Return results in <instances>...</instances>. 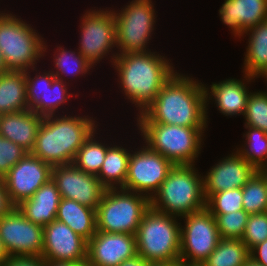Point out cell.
Returning a JSON list of instances; mask_svg holds the SVG:
<instances>
[{"label":"cell","mask_w":267,"mask_h":266,"mask_svg":"<svg viewBox=\"0 0 267 266\" xmlns=\"http://www.w3.org/2000/svg\"><path fill=\"white\" fill-rule=\"evenodd\" d=\"M45 266H89L87 260L79 262H67V261H45Z\"/></svg>","instance_id":"43"},{"label":"cell","mask_w":267,"mask_h":266,"mask_svg":"<svg viewBox=\"0 0 267 266\" xmlns=\"http://www.w3.org/2000/svg\"><path fill=\"white\" fill-rule=\"evenodd\" d=\"M206 209L212 215L233 213L243 210L242 188L225 190L206 199Z\"/></svg>","instance_id":"33"},{"label":"cell","mask_w":267,"mask_h":266,"mask_svg":"<svg viewBox=\"0 0 267 266\" xmlns=\"http://www.w3.org/2000/svg\"><path fill=\"white\" fill-rule=\"evenodd\" d=\"M28 109L24 70H9L0 74V114Z\"/></svg>","instance_id":"24"},{"label":"cell","mask_w":267,"mask_h":266,"mask_svg":"<svg viewBox=\"0 0 267 266\" xmlns=\"http://www.w3.org/2000/svg\"><path fill=\"white\" fill-rule=\"evenodd\" d=\"M244 79L237 80L234 78H228L218 83H212L211 87L208 88L206 84L205 89V99H206V119L208 117V104L210 100L215 101L216 107L220 113L225 116H235L245 114L248 97L251 94L249 88L246 86L256 77L244 74ZM246 81V83H245Z\"/></svg>","instance_id":"19"},{"label":"cell","mask_w":267,"mask_h":266,"mask_svg":"<svg viewBox=\"0 0 267 266\" xmlns=\"http://www.w3.org/2000/svg\"><path fill=\"white\" fill-rule=\"evenodd\" d=\"M9 71L7 65L5 64L2 53L0 52V74Z\"/></svg>","instance_id":"46"},{"label":"cell","mask_w":267,"mask_h":266,"mask_svg":"<svg viewBox=\"0 0 267 266\" xmlns=\"http://www.w3.org/2000/svg\"><path fill=\"white\" fill-rule=\"evenodd\" d=\"M247 130L243 137L246 138L237 151L257 171L262 170L267 164V133L260 129L244 126Z\"/></svg>","instance_id":"29"},{"label":"cell","mask_w":267,"mask_h":266,"mask_svg":"<svg viewBox=\"0 0 267 266\" xmlns=\"http://www.w3.org/2000/svg\"><path fill=\"white\" fill-rule=\"evenodd\" d=\"M176 216L150 207L135 233L137 254L146 261H180V226Z\"/></svg>","instance_id":"6"},{"label":"cell","mask_w":267,"mask_h":266,"mask_svg":"<svg viewBox=\"0 0 267 266\" xmlns=\"http://www.w3.org/2000/svg\"><path fill=\"white\" fill-rule=\"evenodd\" d=\"M259 77H264L267 81V75H258L256 78H259ZM264 93L267 95V91H265Z\"/></svg>","instance_id":"49"},{"label":"cell","mask_w":267,"mask_h":266,"mask_svg":"<svg viewBox=\"0 0 267 266\" xmlns=\"http://www.w3.org/2000/svg\"><path fill=\"white\" fill-rule=\"evenodd\" d=\"M0 11V52L9 70L35 68L47 52L46 41L30 24Z\"/></svg>","instance_id":"7"},{"label":"cell","mask_w":267,"mask_h":266,"mask_svg":"<svg viewBox=\"0 0 267 266\" xmlns=\"http://www.w3.org/2000/svg\"><path fill=\"white\" fill-rule=\"evenodd\" d=\"M181 218L185 224L180 226L179 262L202 264L221 239L215 217L204 208Z\"/></svg>","instance_id":"10"},{"label":"cell","mask_w":267,"mask_h":266,"mask_svg":"<svg viewBox=\"0 0 267 266\" xmlns=\"http://www.w3.org/2000/svg\"><path fill=\"white\" fill-rule=\"evenodd\" d=\"M60 200L57 185L51 178L31 198L16 207L28 220L44 227L56 220Z\"/></svg>","instance_id":"22"},{"label":"cell","mask_w":267,"mask_h":266,"mask_svg":"<svg viewBox=\"0 0 267 266\" xmlns=\"http://www.w3.org/2000/svg\"><path fill=\"white\" fill-rule=\"evenodd\" d=\"M27 153L21 146L0 135V179Z\"/></svg>","instance_id":"38"},{"label":"cell","mask_w":267,"mask_h":266,"mask_svg":"<svg viewBox=\"0 0 267 266\" xmlns=\"http://www.w3.org/2000/svg\"><path fill=\"white\" fill-rule=\"evenodd\" d=\"M259 75H267V67Z\"/></svg>","instance_id":"50"},{"label":"cell","mask_w":267,"mask_h":266,"mask_svg":"<svg viewBox=\"0 0 267 266\" xmlns=\"http://www.w3.org/2000/svg\"><path fill=\"white\" fill-rule=\"evenodd\" d=\"M42 120V116L30 109L1 114L0 135L30 153Z\"/></svg>","instance_id":"21"},{"label":"cell","mask_w":267,"mask_h":266,"mask_svg":"<svg viewBox=\"0 0 267 266\" xmlns=\"http://www.w3.org/2000/svg\"><path fill=\"white\" fill-rule=\"evenodd\" d=\"M142 147L130 154L128 174L122 189L146 195L151 199L174 164L147 145Z\"/></svg>","instance_id":"12"},{"label":"cell","mask_w":267,"mask_h":266,"mask_svg":"<svg viewBox=\"0 0 267 266\" xmlns=\"http://www.w3.org/2000/svg\"><path fill=\"white\" fill-rule=\"evenodd\" d=\"M262 173H267V164L265 165V167L262 169V170H260Z\"/></svg>","instance_id":"51"},{"label":"cell","mask_w":267,"mask_h":266,"mask_svg":"<svg viewBox=\"0 0 267 266\" xmlns=\"http://www.w3.org/2000/svg\"><path fill=\"white\" fill-rule=\"evenodd\" d=\"M244 126L267 133V95L263 91L251 92L244 114Z\"/></svg>","instance_id":"35"},{"label":"cell","mask_w":267,"mask_h":266,"mask_svg":"<svg viewBox=\"0 0 267 266\" xmlns=\"http://www.w3.org/2000/svg\"><path fill=\"white\" fill-rule=\"evenodd\" d=\"M52 180L61 198L74 200L93 209H97L107 190L97 176L83 172L73 163L53 166Z\"/></svg>","instance_id":"14"},{"label":"cell","mask_w":267,"mask_h":266,"mask_svg":"<svg viewBox=\"0 0 267 266\" xmlns=\"http://www.w3.org/2000/svg\"><path fill=\"white\" fill-rule=\"evenodd\" d=\"M135 255L137 246L134 234L97 231L88 241L89 266H118Z\"/></svg>","instance_id":"17"},{"label":"cell","mask_w":267,"mask_h":266,"mask_svg":"<svg viewBox=\"0 0 267 266\" xmlns=\"http://www.w3.org/2000/svg\"><path fill=\"white\" fill-rule=\"evenodd\" d=\"M111 64L118 72L125 97L138 107L139 114L155 99L163 85L176 72L168 58L157 52L117 54L111 52Z\"/></svg>","instance_id":"2"},{"label":"cell","mask_w":267,"mask_h":266,"mask_svg":"<svg viewBox=\"0 0 267 266\" xmlns=\"http://www.w3.org/2000/svg\"><path fill=\"white\" fill-rule=\"evenodd\" d=\"M52 178V166L27 153L2 178L12 202L17 206L31 198Z\"/></svg>","instance_id":"15"},{"label":"cell","mask_w":267,"mask_h":266,"mask_svg":"<svg viewBox=\"0 0 267 266\" xmlns=\"http://www.w3.org/2000/svg\"><path fill=\"white\" fill-rule=\"evenodd\" d=\"M149 266H181L180 262H156L150 263Z\"/></svg>","instance_id":"45"},{"label":"cell","mask_w":267,"mask_h":266,"mask_svg":"<svg viewBox=\"0 0 267 266\" xmlns=\"http://www.w3.org/2000/svg\"><path fill=\"white\" fill-rule=\"evenodd\" d=\"M154 5L152 0H132L120 11L113 9L117 54L151 51L147 45L157 20Z\"/></svg>","instance_id":"9"},{"label":"cell","mask_w":267,"mask_h":266,"mask_svg":"<svg viewBox=\"0 0 267 266\" xmlns=\"http://www.w3.org/2000/svg\"><path fill=\"white\" fill-rule=\"evenodd\" d=\"M257 170L237 151L219 160L206 175H203L204 197L242 188Z\"/></svg>","instance_id":"18"},{"label":"cell","mask_w":267,"mask_h":266,"mask_svg":"<svg viewBox=\"0 0 267 266\" xmlns=\"http://www.w3.org/2000/svg\"><path fill=\"white\" fill-rule=\"evenodd\" d=\"M241 240L249 250L267 240V212L249 215Z\"/></svg>","instance_id":"37"},{"label":"cell","mask_w":267,"mask_h":266,"mask_svg":"<svg viewBox=\"0 0 267 266\" xmlns=\"http://www.w3.org/2000/svg\"><path fill=\"white\" fill-rule=\"evenodd\" d=\"M243 210L249 214L267 212L266 177L261 171H256L242 187Z\"/></svg>","instance_id":"31"},{"label":"cell","mask_w":267,"mask_h":266,"mask_svg":"<svg viewBox=\"0 0 267 266\" xmlns=\"http://www.w3.org/2000/svg\"><path fill=\"white\" fill-rule=\"evenodd\" d=\"M250 250L241 239L221 238L217 247L202 263L203 266H245Z\"/></svg>","instance_id":"27"},{"label":"cell","mask_w":267,"mask_h":266,"mask_svg":"<svg viewBox=\"0 0 267 266\" xmlns=\"http://www.w3.org/2000/svg\"><path fill=\"white\" fill-rule=\"evenodd\" d=\"M264 175H265V177H266V185H267V173H263Z\"/></svg>","instance_id":"52"},{"label":"cell","mask_w":267,"mask_h":266,"mask_svg":"<svg viewBox=\"0 0 267 266\" xmlns=\"http://www.w3.org/2000/svg\"><path fill=\"white\" fill-rule=\"evenodd\" d=\"M68 84L55 78L51 87L47 88L46 102H40L33 111L42 117L55 115V112H58V109H60L59 107L67 103L68 99L73 96L72 93L68 92Z\"/></svg>","instance_id":"34"},{"label":"cell","mask_w":267,"mask_h":266,"mask_svg":"<svg viewBox=\"0 0 267 266\" xmlns=\"http://www.w3.org/2000/svg\"><path fill=\"white\" fill-rule=\"evenodd\" d=\"M37 68H33L25 70V77H26V92H27V101H28V109L34 110L40 102H46V93L47 88L51 87L53 80L56 78L51 70L43 72H37ZM36 70V75L31 78L32 76L30 73ZM38 73V74H37Z\"/></svg>","instance_id":"32"},{"label":"cell","mask_w":267,"mask_h":266,"mask_svg":"<svg viewBox=\"0 0 267 266\" xmlns=\"http://www.w3.org/2000/svg\"><path fill=\"white\" fill-rule=\"evenodd\" d=\"M219 16L234 37L241 38L246 30L267 20V0H225Z\"/></svg>","instance_id":"20"},{"label":"cell","mask_w":267,"mask_h":266,"mask_svg":"<svg viewBox=\"0 0 267 266\" xmlns=\"http://www.w3.org/2000/svg\"><path fill=\"white\" fill-rule=\"evenodd\" d=\"M0 237L9 256H41L43 227L28 220L16 207L0 219Z\"/></svg>","instance_id":"13"},{"label":"cell","mask_w":267,"mask_h":266,"mask_svg":"<svg viewBox=\"0 0 267 266\" xmlns=\"http://www.w3.org/2000/svg\"><path fill=\"white\" fill-rule=\"evenodd\" d=\"M151 262L146 261L142 258L139 254L131 257L129 259H125L122 263L118 266H149Z\"/></svg>","instance_id":"42"},{"label":"cell","mask_w":267,"mask_h":266,"mask_svg":"<svg viewBox=\"0 0 267 266\" xmlns=\"http://www.w3.org/2000/svg\"><path fill=\"white\" fill-rule=\"evenodd\" d=\"M150 207L146 195L122 188L107 189L96 209L97 231L135 235Z\"/></svg>","instance_id":"8"},{"label":"cell","mask_w":267,"mask_h":266,"mask_svg":"<svg viewBox=\"0 0 267 266\" xmlns=\"http://www.w3.org/2000/svg\"><path fill=\"white\" fill-rule=\"evenodd\" d=\"M136 119L137 123L207 127L204 84L176 71Z\"/></svg>","instance_id":"1"},{"label":"cell","mask_w":267,"mask_h":266,"mask_svg":"<svg viewBox=\"0 0 267 266\" xmlns=\"http://www.w3.org/2000/svg\"><path fill=\"white\" fill-rule=\"evenodd\" d=\"M249 215L250 214L244 210L213 215L216 220L220 238L242 239Z\"/></svg>","instance_id":"36"},{"label":"cell","mask_w":267,"mask_h":266,"mask_svg":"<svg viewBox=\"0 0 267 266\" xmlns=\"http://www.w3.org/2000/svg\"><path fill=\"white\" fill-rule=\"evenodd\" d=\"M54 53L53 62L56 70L51 72L56 78L64 82H66L63 78L64 76H68L69 74L73 77H77L79 75L84 76L87 73H90V69L93 68V66L80 54L78 50L77 52L71 50L69 51L66 50L65 47L62 48V46H58Z\"/></svg>","instance_id":"30"},{"label":"cell","mask_w":267,"mask_h":266,"mask_svg":"<svg viewBox=\"0 0 267 266\" xmlns=\"http://www.w3.org/2000/svg\"><path fill=\"white\" fill-rule=\"evenodd\" d=\"M245 34L249 39L242 72L257 77L267 67V20L246 30Z\"/></svg>","instance_id":"25"},{"label":"cell","mask_w":267,"mask_h":266,"mask_svg":"<svg viewBox=\"0 0 267 266\" xmlns=\"http://www.w3.org/2000/svg\"><path fill=\"white\" fill-rule=\"evenodd\" d=\"M78 50L92 65H97L116 46V21L113 10L90 9L82 15ZM97 63V64H96Z\"/></svg>","instance_id":"11"},{"label":"cell","mask_w":267,"mask_h":266,"mask_svg":"<svg viewBox=\"0 0 267 266\" xmlns=\"http://www.w3.org/2000/svg\"><path fill=\"white\" fill-rule=\"evenodd\" d=\"M96 132L97 130L82 144L73 161L78 169L94 176L98 175L109 147L108 144L96 141Z\"/></svg>","instance_id":"28"},{"label":"cell","mask_w":267,"mask_h":266,"mask_svg":"<svg viewBox=\"0 0 267 266\" xmlns=\"http://www.w3.org/2000/svg\"><path fill=\"white\" fill-rule=\"evenodd\" d=\"M130 154V151L122 146H112L110 144V146L107 148L104 162L97 175L99 181L107 189L124 187L128 174V161Z\"/></svg>","instance_id":"26"},{"label":"cell","mask_w":267,"mask_h":266,"mask_svg":"<svg viewBox=\"0 0 267 266\" xmlns=\"http://www.w3.org/2000/svg\"><path fill=\"white\" fill-rule=\"evenodd\" d=\"M250 259L261 266H267V240L250 250Z\"/></svg>","instance_id":"41"},{"label":"cell","mask_w":267,"mask_h":266,"mask_svg":"<svg viewBox=\"0 0 267 266\" xmlns=\"http://www.w3.org/2000/svg\"><path fill=\"white\" fill-rule=\"evenodd\" d=\"M56 220L65 223L87 241L97 232L96 209L74 200L61 198Z\"/></svg>","instance_id":"23"},{"label":"cell","mask_w":267,"mask_h":266,"mask_svg":"<svg viewBox=\"0 0 267 266\" xmlns=\"http://www.w3.org/2000/svg\"><path fill=\"white\" fill-rule=\"evenodd\" d=\"M0 266H45L41 256H10Z\"/></svg>","instance_id":"39"},{"label":"cell","mask_w":267,"mask_h":266,"mask_svg":"<svg viewBox=\"0 0 267 266\" xmlns=\"http://www.w3.org/2000/svg\"><path fill=\"white\" fill-rule=\"evenodd\" d=\"M95 122L88 115L45 116L30 153L52 167L72 164L79 148L96 131Z\"/></svg>","instance_id":"3"},{"label":"cell","mask_w":267,"mask_h":266,"mask_svg":"<svg viewBox=\"0 0 267 266\" xmlns=\"http://www.w3.org/2000/svg\"><path fill=\"white\" fill-rule=\"evenodd\" d=\"M88 241L76 234L69 226L58 220L43 227V250L45 261L79 262L87 260Z\"/></svg>","instance_id":"16"},{"label":"cell","mask_w":267,"mask_h":266,"mask_svg":"<svg viewBox=\"0 0 267 266\" xmlns=\"http://www.w3.org/2000/svg\"><path fill=\"white\" fill-rule=\"evenodd\" d=\"M139 133L152 151L174 165H195L207 127H183L160 123H137ZM203 137V138H202Z\"/></svg>","instance_id":"5"},{"label":"cell","mask_w":267,"mask_h":266,"mask_svg":"<svg viewBox=\"0 0 267 266\" xmlns=\"http://www.w3.org/2000/svg\"><path fill=\"white\" fill-rule=\"evenodd\" d=\"M245 266H261V265L255 263L254 261L249 259L248 262L245 264Z\"/></svg>","instance_id":"47"},{"label":"cell","mask_w":267,"mask_h":266,"mask_svg":"<svg viewBox=\"0 0 267 266\" xmlns=\"http://www.w3.org/2000/svg\"><path fill=\"white\" fill-rule=\"evenodd\" d=\"M181 266H203L202 264H187V263H181Z\"/></svg>","instance_id":"48"},{"label":"cell","mask_w":267,"mask_h":266,"mask_svg":"<svg viewBox=\"0 0 267 266\" xmlns=\"http://www.w3.org/2000/svg\"><path fill=\"white\" fill-rule=\"evenodd\" d=\"M16 208L2 179H0V219Z\"/></svg>","instance_id":"40"},{"label":"cell","mask_w":267,"mask_h":266,"mask_svg":"<svg viewBox=\"0 0 267 266\" xmlns=\"http://www.w3.org/2000/svg\"><path fill=\"white\" fill-rule=\"evenodd\" d=\"M151 207L181 217L206 208L203 176L195 165H174L159 190L150 199Z\"/></svg>","instance_id":"4"},{"label":"cell","mask_w":267,"mask_h":266,"mask_svg":"<svg viewBox=\"0 0 267 266\" xmlns=\"http://www.w3.org/2000/svg\"><path fill=\"white\" fill-rule=\"evenodd\" d=\"M10 257L4 247L2 238L0 237V265L8 258Z\"/></svg>","instance_id":"44"}]
</instances>
